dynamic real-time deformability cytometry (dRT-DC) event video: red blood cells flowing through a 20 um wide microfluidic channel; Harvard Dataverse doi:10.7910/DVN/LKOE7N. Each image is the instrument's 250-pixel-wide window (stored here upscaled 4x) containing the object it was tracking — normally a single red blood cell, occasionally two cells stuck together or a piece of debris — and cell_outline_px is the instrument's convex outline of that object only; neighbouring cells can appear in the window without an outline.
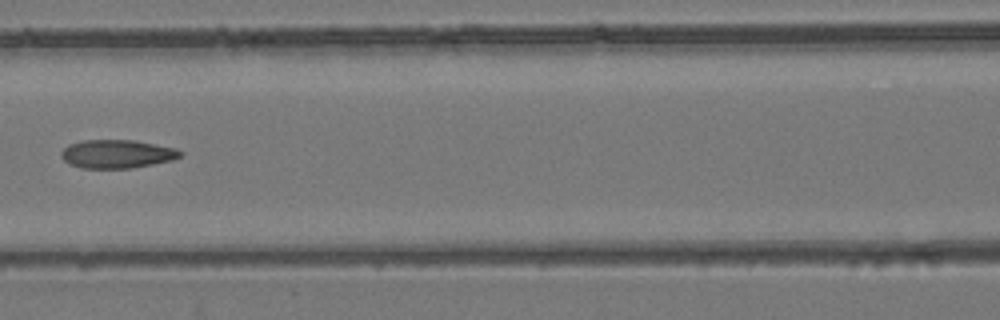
{"species": "common noctule bat (a hibernating species)", "species_latin": "Nyctalus noctula", "temperature_condition": "room temperature", "stored_images_in_passage": 5, "camera_frame_rate_fps": 3000, "um_per_image_px": 0.085, "animal": {"sex": "female", "body_mass_g": 24.6, "forearm_length_mm": 56.2}, "frame": {"image": 1, "passage_image": 3, "time_ms": 0.667, "image_size_px": [1000, 320], "cell_outline_px": [[184, 152], [180, 156], [172, 160], [132, 168], [84, 168], [68, 164], [60, 156], [60, 152], [68, 144], [84, 140], [132, 140], [176, 148]], "centroid_in_image_um": [9.92, 13.08], "position_along_channel_um": 156.7, "area_um2": 19.71}}
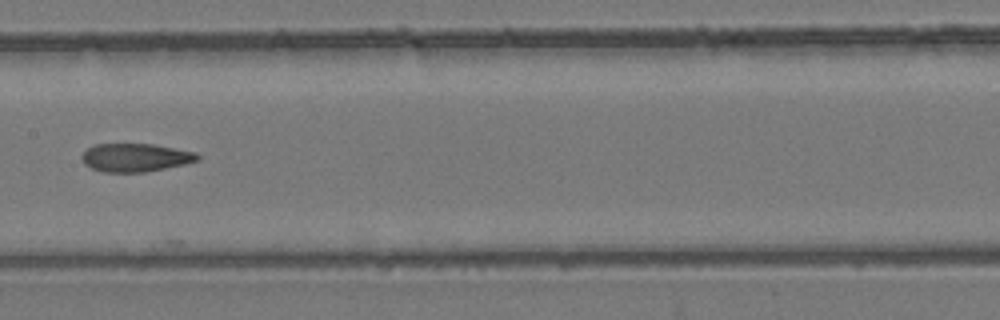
{"frame": {"image": 2, "passage_image": 4, "time_ms": 1.0, "image_size_px": [1000, 320], "cell_outline_px": [[200, 160], [184, 164], [144, 172], [104, 172], [92, 168], [84, 164], [80, 156], [88, 148], [96, 144], [152, 144], [196, 152], [200, 156]], "centroid_in_image_um": [11.51, 13.39], "position_along_channel_um": 195.9, "area_um2": 18.96}}